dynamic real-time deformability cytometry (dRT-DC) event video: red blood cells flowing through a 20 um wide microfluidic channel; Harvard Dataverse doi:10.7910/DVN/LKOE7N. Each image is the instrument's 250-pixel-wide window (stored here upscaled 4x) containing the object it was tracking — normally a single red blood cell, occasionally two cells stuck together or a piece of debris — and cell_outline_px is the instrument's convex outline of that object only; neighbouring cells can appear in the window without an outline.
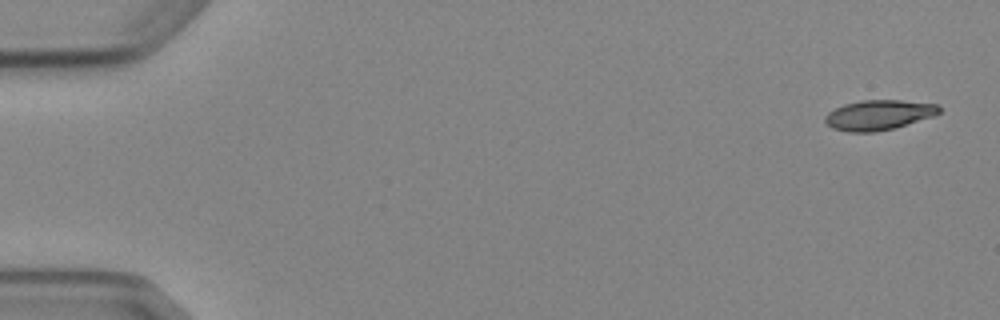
{"species": "Egyptian fruit bat (a non-hibernating species)", "species_latin": "Rousettus aegyptiacus", "temperature_condition": "cold", "stored_images_in_passage": 5, "camera_frame_rate_fps": 3000, "um_per_image_px": 0.085, "animal": {"sex": "female"}, "frame": {"image": 1, "passage_image": 1, "time_ms": 0.0, "image_size_px": [1000, 320], "cell_outline_px": [[940, 112], [936, 116], [892, 128], [876, 132], [848, 132], [832, 128], [824, 120], [824, 116], [828, 112], [844, 104], [860, 100], [900, 100], [940, 104]], "centroid_in_image_um": [74.71, 9.76], "position_along_channel_um": 10.3, "area_um2": 20.06}}
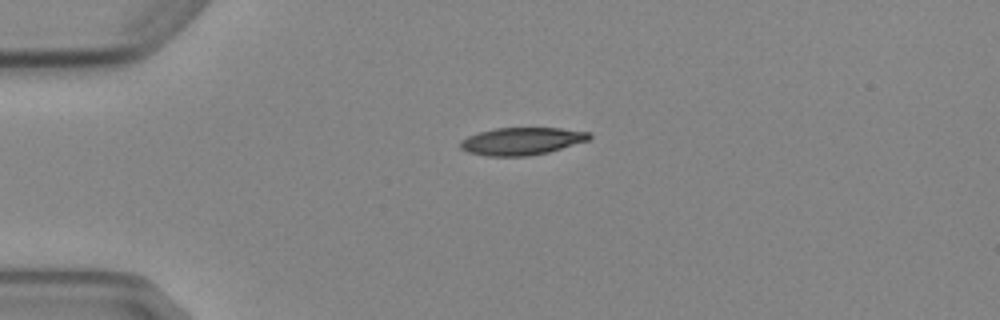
{"frame": {"image": 2, "passage_image": 4, "time_ms": 3.667, "image_size_px": [1000, 320], "cell_outline_px": [[592, 136], [588, 140], [548, 152], [528, 156], [488, 156], [468, 152], [460, 148], [460, 140], [468, 136], [480, 132], [496, 128], [560, 128], [592, 132]], "centroid_in_image_um": [44.35, 11.99], "position_along_channel_um": 40.6, "area_um2": 20.58}}